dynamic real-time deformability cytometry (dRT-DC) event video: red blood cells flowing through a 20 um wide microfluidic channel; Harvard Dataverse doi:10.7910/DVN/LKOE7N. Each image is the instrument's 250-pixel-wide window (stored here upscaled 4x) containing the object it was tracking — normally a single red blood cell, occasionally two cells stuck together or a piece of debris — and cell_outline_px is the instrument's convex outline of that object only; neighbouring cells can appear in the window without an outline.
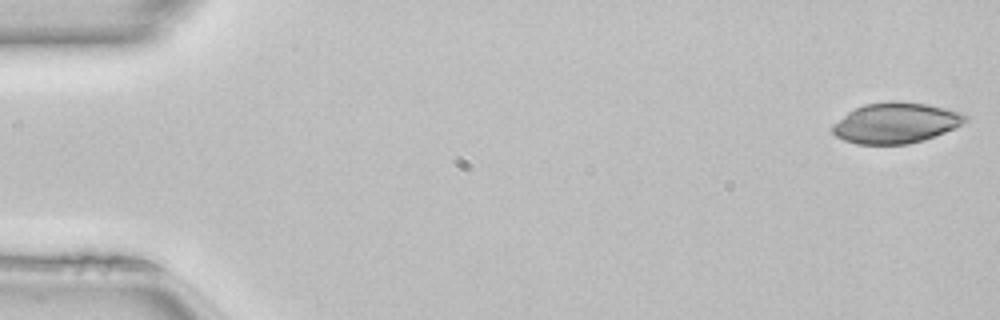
{"species": "common noctule bat (a hibernating species)", "species_latin": "Nyctalus noctula", "temperature_condition": "room temperature", "stored_images_in_passage": 49, "camera_frame_rate_fps": 3000, "um_per_image_px": 0.085, "animal": {"sex": "female", "body_mass_g": 22.7, "forearm_length_mm": 54.2}, "frame": {"image": 1, "passage_image": 1, "time_ms": 0.0, "image_size_px": [1000, 320], "cell_outline_px": [[968, 120], [956, 128], [924, 140], [908, 144], [856, 144], [844, 140], [836, 136], [832, 132], [832, 124], [848, 112], [864, 104], [892, 100], [896, 100], [928, 104], [960, 112], [968, 116]], "centroid_in_image_um": [76.15, 10.44], "position_along_channel_um": 8.8, "area_um2": 31.62}}